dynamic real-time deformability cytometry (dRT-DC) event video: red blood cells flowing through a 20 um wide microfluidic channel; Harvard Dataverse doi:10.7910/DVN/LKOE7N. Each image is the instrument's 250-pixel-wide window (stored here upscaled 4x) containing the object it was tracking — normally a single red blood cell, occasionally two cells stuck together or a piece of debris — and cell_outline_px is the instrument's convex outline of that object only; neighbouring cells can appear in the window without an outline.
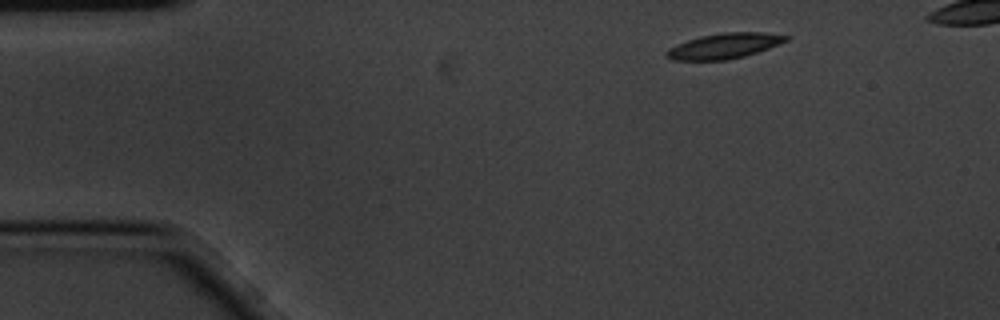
{"species": "common noctule bat (a hibernating species)", "species_latin": "Nyctalus noctula", "temperature_condition": "cold", "stored_images_in_passage": 3, "camera_frame_rate_fps": 3000, "um_per_image_px": 0.085, "animal": {"sex": "male", "body_mass_g": 20.1, "forearm_length_mm": 53.5}, "frame": {"image": 1, "passage_image": 1, "time_ms": 0.0, "image_size_px": [1000, 320], "cell_outline_px": [[788, 40], [768, 48], [744, 56], [724, 60], [672, 60], [664, 56], [664, 52], [668, 48], [688, 40], [700, 36], [720, 32], [764, 32], [788, 36]], "centroid_in_image_um": [61.5, 3.9], "position_along_channel_um": 23.5, "area_um2": 17.57}}